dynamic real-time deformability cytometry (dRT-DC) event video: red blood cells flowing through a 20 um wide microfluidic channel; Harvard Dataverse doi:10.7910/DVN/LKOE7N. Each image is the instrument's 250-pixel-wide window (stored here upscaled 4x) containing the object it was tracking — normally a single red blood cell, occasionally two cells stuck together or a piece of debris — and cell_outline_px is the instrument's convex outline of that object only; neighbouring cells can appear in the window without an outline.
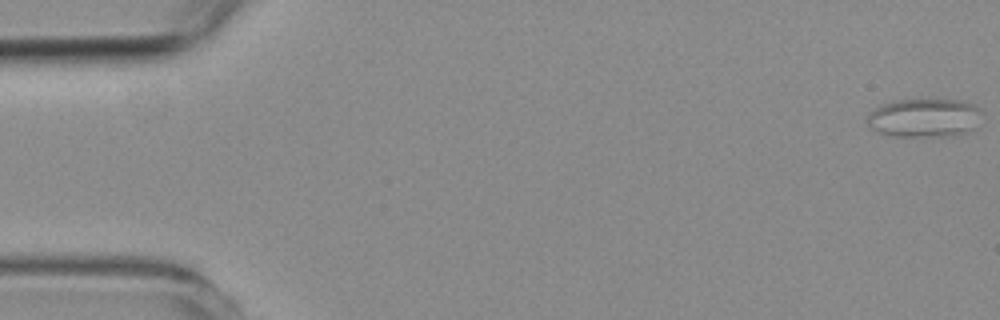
{"species": "common noctule bat (a hibernating species)", "species_latin": "Nyctalus noctula", "temperature_condition": "room temperature", "stored_images_in_passage": 52, "camera_frame_rate_fps": 3000, "um_per_image_px": 0.085, "animal": {"sex": "female", "body_mass_g": 19.3, "forearm_length_mm": 54.1}, "frame": {"image": 1, "passage_image": 1, "time_ms": 0.0, "image_size_px": [1000, 320], "cell_outline_px": [[980, 108], [976, 128], [952, 136], [892, 136], [880, 132], [872, 128], [868, 124], [868, 116], [880, 104], [892, 100], [960, 100], [972, 104]], "centroid_in_image_um": [78.56, 10.01], "position_along_channel_um": 6.4, "area_um2": 25.55}}
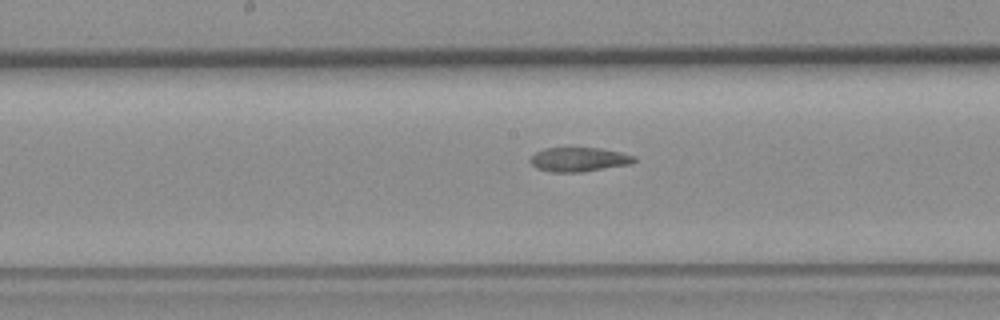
{"frame": {"image": 2, "passage_image": 30, "time_ms": 9.667, "image_size_px": [1000, 320], "cell_outline_px": [[636, 160], [632, 164], [580, 172], [552, 172], [536, 168], [528, 160], [536, 152], [544, 148], [568, 144], [600, 148], [620, 152], [636, 156]], "centroid_in_image_um": [49.18, 13.5], "position_along_channel_um": 199.0, "area_um2": 15.49}}
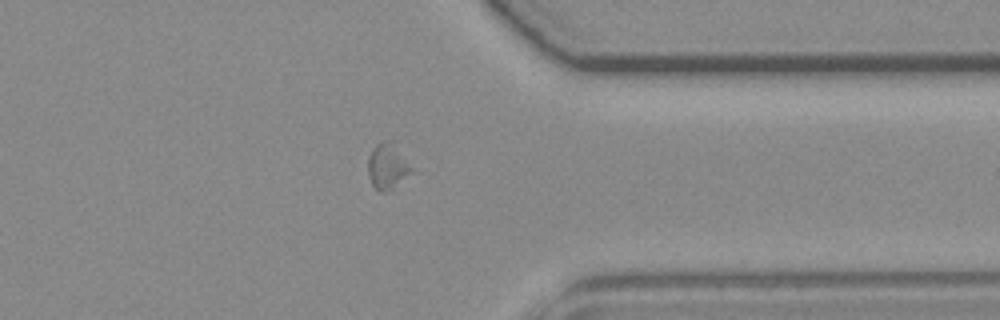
{"frame": {"image": 3, "passage_image": 46, "time_ms": 15.0, "image_size_px": [1000, 320], "cell_outline_px": [[412, 172], [384, 192], [380, 192], [372, 184], [368, 176], [368, 156], [372, 148], [380, 140], [392, 140], [412, 168]], "centroid_in_image_um": [32.88, 14.07], "position_along_channel_um": 378.5, "area_um2": 11.33}, "authors_computed_cell_mechanics": {"area_um2": 15.5193, "velocity_mm_per_s": 3.5014, "shape_relaxation_time_tau1_ms": null, "shape_relaxation_time_tau2_ms": 6.6083, "deformation_change_tau1": null, "deformation_change_tau2": 0.1072}}